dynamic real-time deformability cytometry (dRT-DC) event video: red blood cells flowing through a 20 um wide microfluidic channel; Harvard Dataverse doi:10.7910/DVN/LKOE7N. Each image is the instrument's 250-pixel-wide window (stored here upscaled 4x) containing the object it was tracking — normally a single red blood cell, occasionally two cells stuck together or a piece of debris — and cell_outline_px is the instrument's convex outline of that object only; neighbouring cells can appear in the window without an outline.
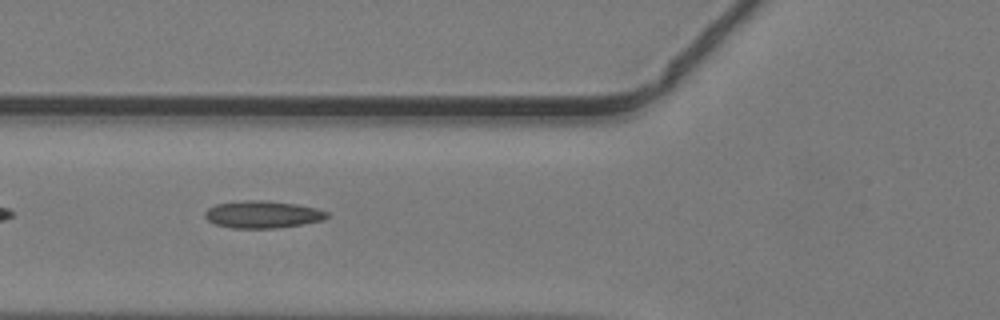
{"species": "common noctule bat (a hibernating species)", "species_latin": "Nyctalus noctula", "temperature_condition": "warm", "stored_images_in_passage": 46, "camera_frame_rate_fps": 3000, "um_per_image_px": 0.085, "animal": {"sex": "male", "body_mass_g": 19.2, "forearm_length_mm": 51.8}, "frame": {"image": 1, "passage_image": 17, "time_ms": 5.333, "image_size_px": [1000, 320], "cell_outline_px": [[332, 216], [324, 220], [304, 224], [276, 228], [232, 228], [216, 224], [208, 220], [204, 216], [204, 212], [208, 208], [216, 204], [248, 200], [268, 200], [296, 204], [316, 208], [328, 212]], "centroid_in_image_um": [22.37, 18.23], "position_along_channel_um": 103.4, "area_um2": 19.54}}
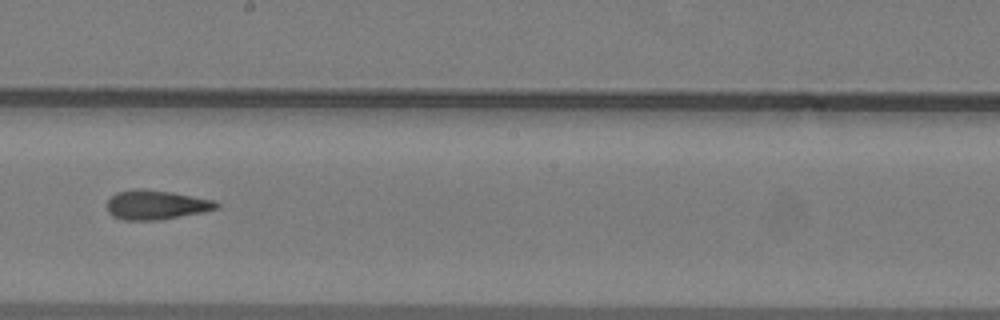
{"frame": {"image": 2, "passage_image": 26, "time_ms": 8.333, "image_size_px": [1000, 320], "cell_outline_px": [[220, 204], [216, 208], [200, 212], [160, 220], [124, 220], [112, 216], [108, 212], [108, 200], [116, 192], [140, 188], [172, 192], [212, 200]], "centroid_in_image_um": [13.22, 17.41], "position_along_channel_um": 235.0, "area_um2": 18.44}}
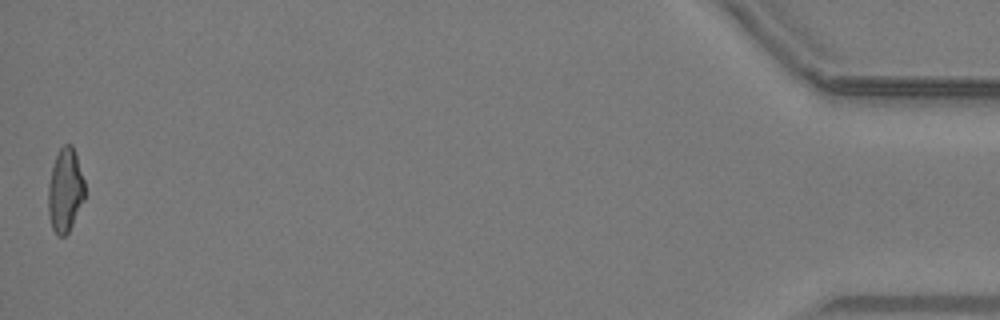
{"frame": {"image": 3, "passage_image": 46, "time_ms": 15.0, "image_size_px": [1000, 320], "cell_outline_px": [[84, 200], [68, 232], [64, 236], [56, 236], [52, 228], [48, 212], [48, 184], [52, 168], [56, 156], [60, 148], [64, 144], [72, 144], [84, 180]], "centroid_in_image_um": [5.53, 16.19], "position_along_channel_um": 429.7, "area_um2": 17.69}}